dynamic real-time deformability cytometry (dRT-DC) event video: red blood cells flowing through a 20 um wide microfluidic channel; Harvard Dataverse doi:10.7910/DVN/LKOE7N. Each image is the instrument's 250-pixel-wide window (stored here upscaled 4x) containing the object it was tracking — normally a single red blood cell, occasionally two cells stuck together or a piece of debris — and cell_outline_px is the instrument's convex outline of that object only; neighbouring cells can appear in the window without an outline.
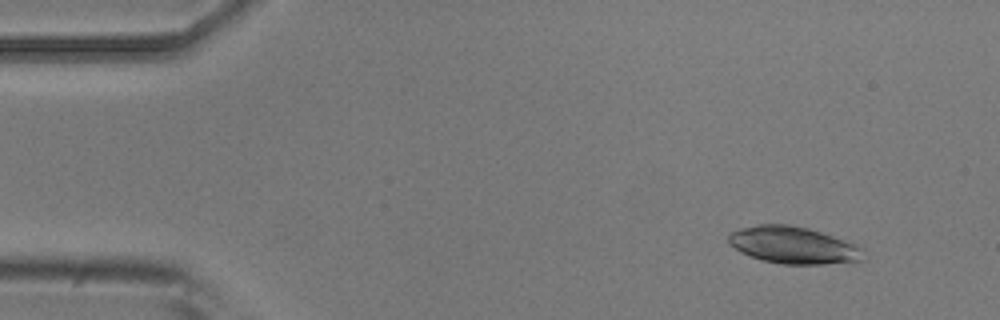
{"species": "common noctule bat (a hibernating species)", "species_latin": "Nyctalus noctula", "temperature_condition": "room temperature", "stored_images_in_passage": 25, "camera_frame_rate_fps": 3000, "um_per_image_px": 0.085, "animal": {"sex": "male", "body_mass_g": 20.5, "forearm_length_mm": 52.5}, "frame": {"image": 1, "passage_image": 5, "time_ms": 1.333, "image_size_px": [1000, 320], "cell_outline_px": [[864, 260], [824, 264], [780, 264], [760, 260], [740, 252], [728, 244], [728, 232], [740, 228], [760, 224], [788, 224], [808, 228], [856, 244], [864, 248]], "centroid_in_image_um": [67.4, 20.84], "position_along_channel_um": 17.6, "area_um2": 29.36}}
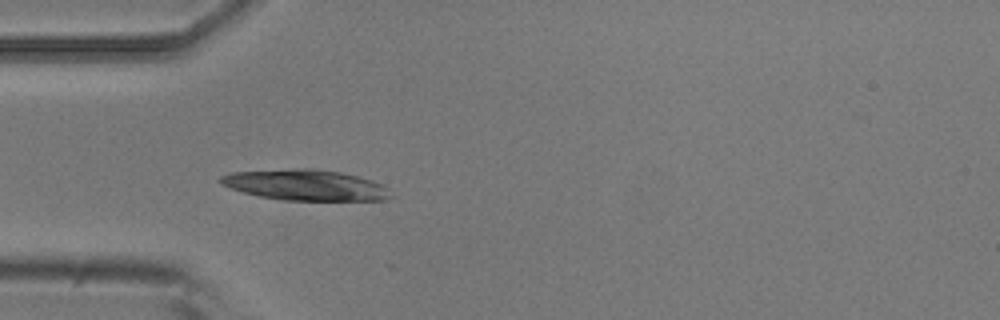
{"frame": {"image": 2, "passage_image": 15, "time_ms": 4.667, "image_size_px": [1000, 320], "cell_outline_px": [[396, 196], [388, 200], [280, 200], [260, 196], [244, 192], [220, 184], [216, 180], [220, 176], [232, 172], [296, 168], [312, 168], [340, 172], [372, 180], [384, 184]], "centroid_in_image_um": [26.01, 15.73], "position_along_channel_um": 59.0, "area_um2": 30.81}}
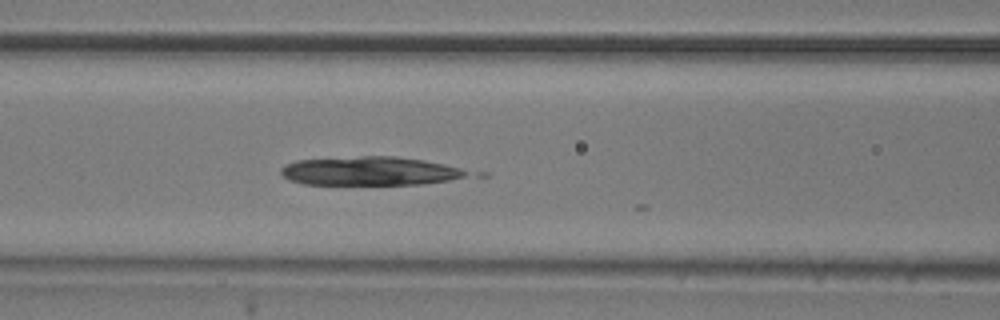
{"frame": {"image": 3, "passage_image": 21, "time_ms": 6.667, "image_size_px": [1000, 320], "cell_outline_px": [[468, 172], [464, 176], [448, 180], [420, 184], [304, 184], [292, 180], [284, 176], [280, 172], [280, 168], [284, 164], [296, 160], [364, 156], [396, 156], [424, 160], [444, 164], [460, 168]], "centroid_in_image_um": [31.38, 14.53], "position_along_channel_um": 135.2, "area_um2": 30.81}}